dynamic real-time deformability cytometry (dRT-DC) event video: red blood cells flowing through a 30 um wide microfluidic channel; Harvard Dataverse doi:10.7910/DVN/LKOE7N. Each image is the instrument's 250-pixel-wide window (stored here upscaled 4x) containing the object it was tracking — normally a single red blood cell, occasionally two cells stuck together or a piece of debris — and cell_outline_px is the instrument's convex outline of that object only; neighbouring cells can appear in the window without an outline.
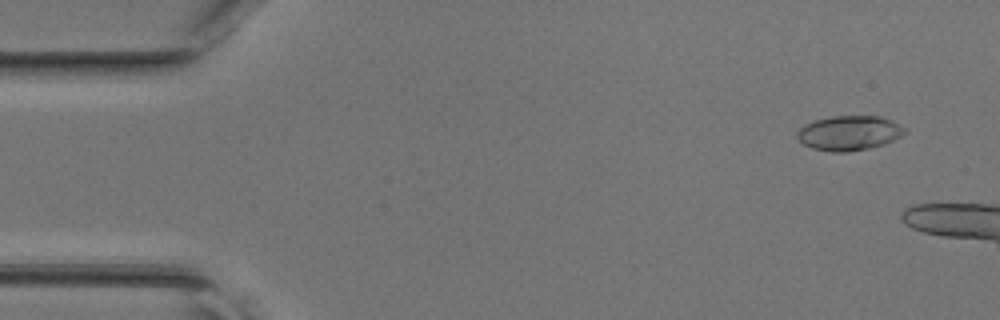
{"species": "common noctule bat (a hibernating species)", "species_latin": "Nyctalus noctula", "temperature_condition": "room temperature", "stored_images_in_passage": 12, "camera_frame_rate_fps": 3000, "um_per_image_px": 0.085, "animal": {"sex": "female", "body_mass_g": 17.0, "forearm_length_mm": 48.0}, "frame": {"image": 1, "passage_image": 3, "time_ms": 0.667, "image_size_px": [1000, 320], "cell_outline_px": [[904, 132], [900, 136], [884, 144], [868, 148], [848, 152], [832, 152], [812, 148], [804, 144], [796, 136], [796, 132], [804, 124], [816, 120], [832, 116], [880, 116], [892, 120], [904, 128]], "centroid_in_image_um": [72.14, 11.3], "position_along_channel_um": 12.9, "area_um2": 21.56}}